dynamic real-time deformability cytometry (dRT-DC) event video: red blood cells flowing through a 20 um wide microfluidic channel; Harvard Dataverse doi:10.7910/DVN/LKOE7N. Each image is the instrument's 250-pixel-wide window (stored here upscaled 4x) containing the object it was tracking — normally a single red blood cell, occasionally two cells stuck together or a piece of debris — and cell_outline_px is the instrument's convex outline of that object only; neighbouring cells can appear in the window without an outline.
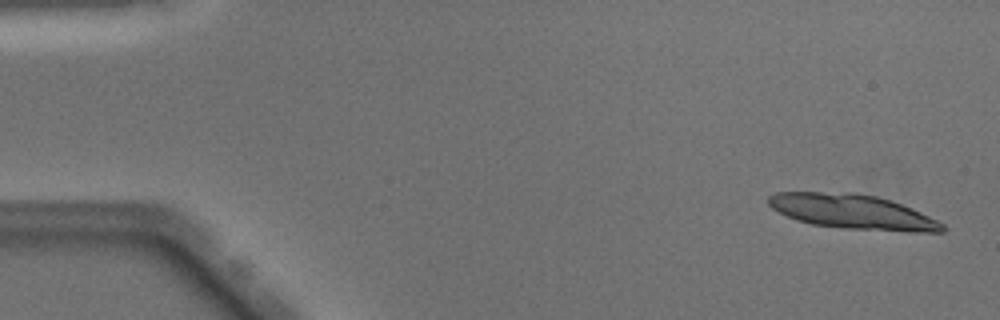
{"species": "Egyptian fruit bat (a non-hibernating species)", "species_latin": "Rousettus aegyptiacus", "temperature_condition": "warm", "stored_images_in_passage": 14, "camera_frame_rate_fps": 3000, "um_per_image_px": 0.085, "animal": {"sex": "male"}, "frame": {"image": 1, "passage_image": 2, "time_ms": 0.333, "image_size_px": [1000, 320], "cell_outline_px": [[948, 228], [944, 232], [908, 232], [844, 228], [812, 224], [796, 220], [772, 208], [768, 204], [768, 196], [776, 192], [856, 192], [876, 196], [912, 208], [944, 224]], "centroid_in_image_um": [72.48, 18.0], "position_along_channel_um": 12.5, "area_um2": 35.08}}